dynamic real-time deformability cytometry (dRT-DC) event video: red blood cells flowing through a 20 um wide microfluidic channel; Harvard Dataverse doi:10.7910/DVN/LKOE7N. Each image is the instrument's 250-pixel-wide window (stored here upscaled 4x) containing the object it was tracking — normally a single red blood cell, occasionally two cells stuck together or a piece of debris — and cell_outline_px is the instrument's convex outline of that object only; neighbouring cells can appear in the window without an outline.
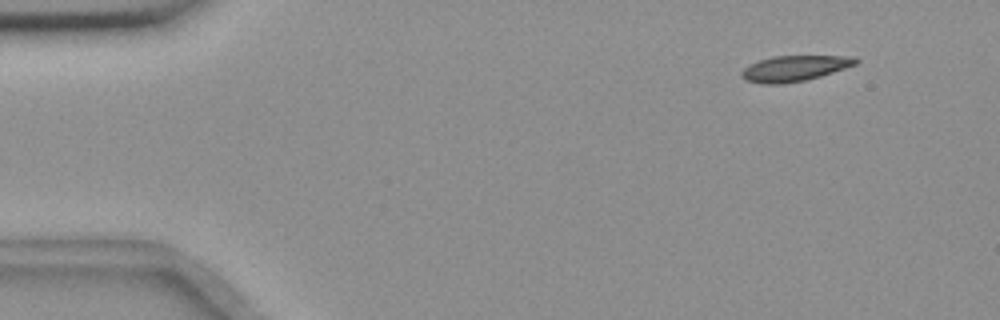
{"species": "common noctule bat (a hibernating species)", "species_latin": "Nyctalus noctula", "temperature_condition": "room temperature", "stored_images_in_passage": 4, "camera_frame_rate_fps": 3000, "um_per_image_px": 0.085, "animal": {"sex": "female", "body_mass_g": 18.4}, "frame": {"image": 1, "passage_image": 2, "time_ms": 1.0, "image_size_px": [1000, 320], "cell_outline_px": [[860, 60], [856, 64], [820, 76], [804, 80], [780, 84], [764, 84], [744, 80], [740, 76], [740, 72], [748, 64], [772, 56], [856, 56]], "centroid_in_image_um": [67.49, 5.8], "position_along_channel_um": 17.5, "area_um2": 17.05}}